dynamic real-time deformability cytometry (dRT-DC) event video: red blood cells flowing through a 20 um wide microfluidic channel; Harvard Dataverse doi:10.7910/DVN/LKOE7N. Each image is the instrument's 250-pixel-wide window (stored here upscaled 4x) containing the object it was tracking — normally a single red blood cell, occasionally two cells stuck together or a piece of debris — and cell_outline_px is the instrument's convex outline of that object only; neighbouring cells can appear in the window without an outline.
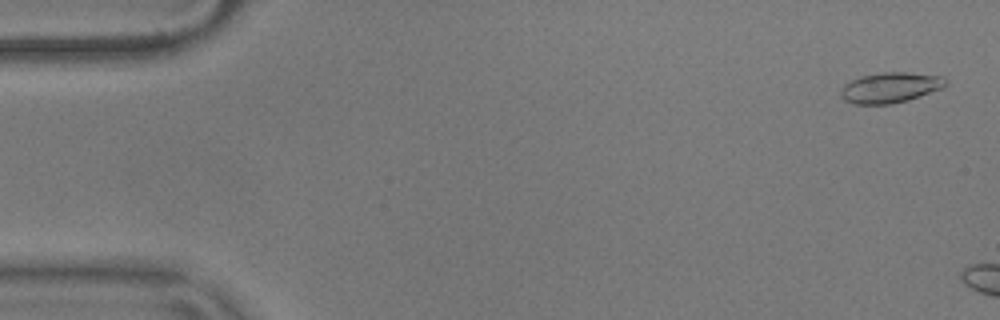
{"species": "common noctule bat (a hibernating species)", "species_latin": "Nyctalus noctula", "temperature_condition": "warm", "stored_images_in_passage": 6, "camera_frame_rate_fps": 3000, "um_per_image_px": 0.085, "animal": {"sex": "male", "body_mass_g": 17.9}, "frame": {"image": 1, "passage_image": 2, "time_ms": 0.333, "image_size_px": [1000, 320], "cell_outline_px": [[948, 84], [944, 88], [908, 100], [892, 104], [852, 104], [844, 100], [840, 96], [840, 88], [844, 84], [860, 76], [884, 72], [904, 72], [944, 76], [948, 80]], "centroid_in_image_um": [75.69, 7.44], "position_along_channel_um": 9.3, "area_um2": 18.9}}